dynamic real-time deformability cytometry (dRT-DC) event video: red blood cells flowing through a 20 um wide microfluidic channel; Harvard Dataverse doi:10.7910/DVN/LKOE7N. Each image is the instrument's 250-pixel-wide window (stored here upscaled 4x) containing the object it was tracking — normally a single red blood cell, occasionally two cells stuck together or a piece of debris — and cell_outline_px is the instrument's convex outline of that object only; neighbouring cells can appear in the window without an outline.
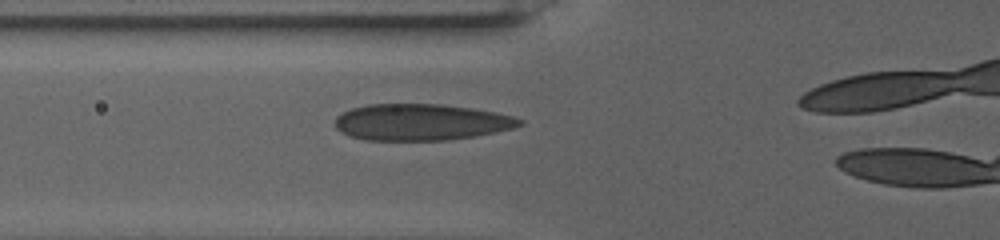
{"species": "human", "species_latin": "Homo sapiens", "temperature_condition": "warm", "stored_images_in_passage": 55, "camera_frame_rate_fps": 3000, "um_per_image_px": 0.085, "donor": {"sex": "female"}, "frame": {"image": 1, "passage_image": 14, "time_ms": 4.333, "image_size_px": [1000, 240], "cell_outline_px": [[524, 124], [512, 128], [496, 132], [476, 136], [448, 140], [368, 140], [348, 136], [340, 132], [336, 128], [336, 116], [352, 108], [368, 104], [444, 104], [472, 108], [496, 112], [512, 116], [524, 120]], "centroid_in_image_um": [35.8, 10.38], "position_along_channel_um": 90.0, "area_um2": 39.36}}
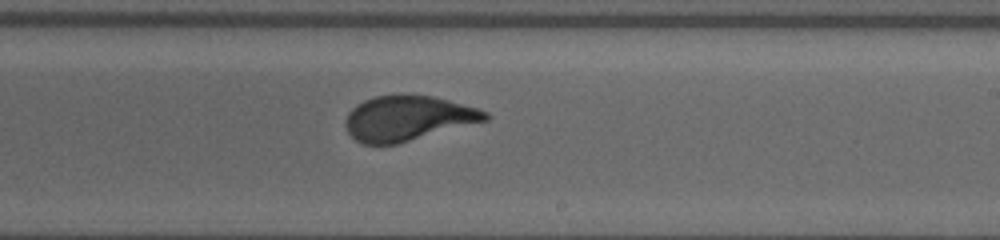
{"frame": {"image": 2, "passage_image": 33, "time_ms": 10.667, "image_size_px": [1000, 240], "cell_outline_px": [[488, 120], [396, 144], [364, 144], [356, 140], [348, 132], [344, 124], [344, 120], [348, 112], [356, 104], [364, 100], [376, 96], [396, 92], [432, 96], [448, 100], [476, 108], [488, 112]], "centroid_in_image_um": [34.61, 10.02], "position_along_channel_um": 254.4, "area_um2": 36.88}}
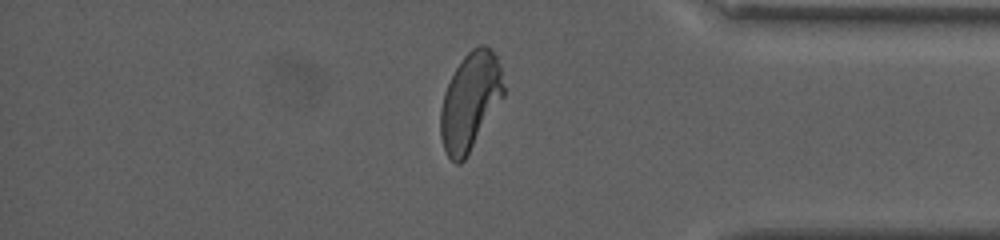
{"frame": {"image": 3, "passage_image": 51, "time_ms": 16.667, "image_size_px": [1000, 240], "cell_outline_px": [[504, 96], [468, 156], [460, 164], [456, 164], [448, 156], [444, 148], [440, 136], [440, 108], [444, 92], [456, 68], [464, 56], [472, 48], [480, 44], [484, 44], [496, 56], [500, 68], [504, 88]], "centroid_in_image_um": [39.95, 8.65], "position_along_channel_um": 395.2, "area_um2": 35.78}}